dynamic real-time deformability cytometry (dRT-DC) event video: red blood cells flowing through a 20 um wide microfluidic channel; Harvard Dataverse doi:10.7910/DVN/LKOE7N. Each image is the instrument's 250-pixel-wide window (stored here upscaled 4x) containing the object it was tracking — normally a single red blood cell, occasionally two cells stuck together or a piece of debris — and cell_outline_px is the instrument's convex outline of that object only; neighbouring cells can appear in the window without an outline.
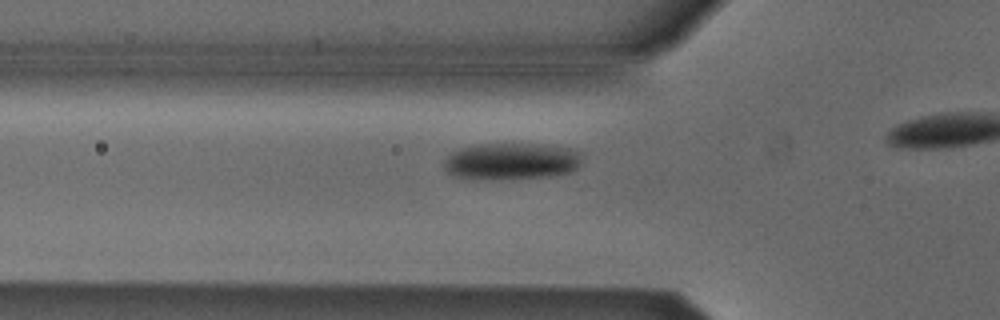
{"species": "Egyptian fruit bat (a non-hibernating species)", "species_latin": "Rousettus aegyptiacus", "temperature_condition": "cold", "stored_images_in_passage": 7, "camera_frame_rate_fps": 3000, "um_per_image_px": 0.085, "animal": {"sex": "male"}, "frame": {"image": 1, "passage_image": 2, "time_ms": 0.333, "image_size_px": [1000, 320], "cell_outline_px": [[580, 164], [572, 172], [552, 176], [452, 176], [444, 168], [444, 160], [452, 152], [460, 148], [476, 144], [532, 144], [568, 148], [580, 152]], "centroid_in_image_um": [43.49, 13.65], "position_along_channel_um": 82.3, "area_um2": 28.15}}
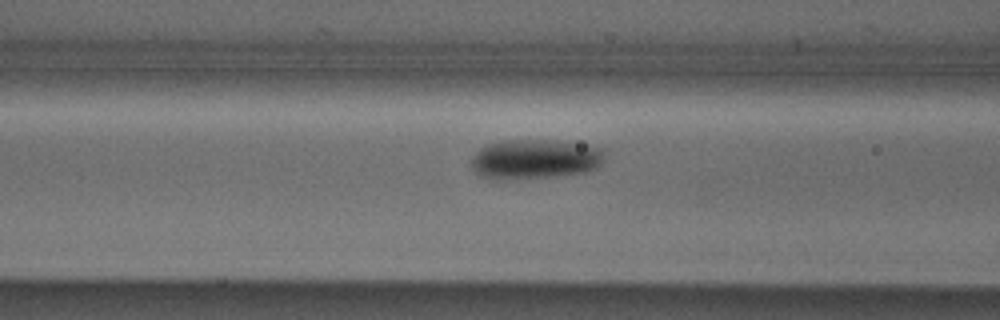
{"frame": {"image": 2, "passage_image": 5, "time_ms": 1.333, "image_size_px": [1000, 320], "cell_outline_px": [[600, 160], [596, 168], [580, 172], [552, 176], [496, 180], [492, 180], [480, 176], [472, 168], [472, 156], [480, 148], [488, 144], [504, 140], [556, 140], [600, 148]], "centroid_in_image_um": [45.33, 13.52], "position_along_channel_um": 121.3, "area_um2": 30.17}}